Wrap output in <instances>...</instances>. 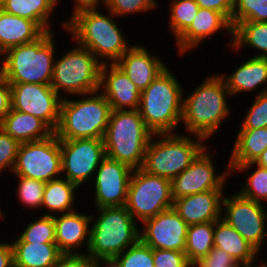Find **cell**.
I'll return each instance as SVG.
<instances>
[{"label":"cell","mask_w":267,"mask_h":267,"mask_svg":"<svg viewBox=\"0 0 267 267\" xmlns=\"http://www.w3.org/2000/svg\"><path fill=\"white\" fill-rule=\"evenodd\" d=\"M19 145L20 143L16 139L0 128V175L6 170L12 173Z\"/></svg>","instance_id":"41"},{"label":"cell","mask_w":267,"mask_h":267,"mask_svg":"<svg viewBox=\"0 0 267 267\" xmlns=\"http://www.w3.org/2000/svg\"><path fill=\"white\" fill-rule=\"evenodd\" d=\"M223 78L231 96L253 92L261 88L260 93L267 92V57H251L246 59L230 75L219 73Z\"/></svg>","instance_id":"23"},{"label":"cell","mask_w":267,"mask_h":267,"mask_svg":"<svg viewBox=\"0 0 267 267\" xmlns=\"http://www.w3.org/2000/svg\"><path fill=\"white\" fill-rule=\"evenodd\" d=\"M115 258L121 267H154L153 249L140 239Z\"/></svg>","instance_id":"38"},{"label":"cell","mask_w":267,"mask_h":267,"mask_svg":"<svg viewBox=\"0 0 267 267\" xmlns=\"http://www.w3.org/2000/svg\"><path fill=\"white\" fill-rule=\"evenodd\" d=\"M187 267H195V265L190 263Z\"/></svg>","instance_id":"55"},{"label":"cell","mask_w":267,"mask_h":267,"mask_svg":"<svg viewBox=\"0 0 267 267\" xmlns=\"http://www.w3.org/2000/svg\"><path fill=\"white\" fill-rule=\"evenodd\" d=\"M236 267H248L247 265H244V264H239L238 266Z\"/></svg>","instance_id":"54"},{"label":"cell","mask_w":267,"mask_h":267,"mask_svg":"<svg viewBox=\"0 0 267 267\" xmlns=\"http://www.w3.org/2000/svg\"><path fill=\"white\" fill-rule=\"evenodd\" d=\"M261 260L267 265V259H266V261L264 260V258L261 259Z\"/></svg>","instance_id":"56"},{"label":"cell","mask_w":267,"mask_h":267,"mask_svg":"<svg viewBox=\"0 0 267 267\" xmlns=\"http://www.w3.org/2000/svg\"><path fill=\"white\" fill-rule=\"evenodd\" d=\"M44 33L35 21L0 11V55L12 47L33 42Z\"/></svg>","instance_id":"24"},{"label":"cell","mask_w":267,"mask_h":267,"mask_svg":"<svg viewBox=\"0 0 267 267\" xmlns=\"http://www.w3.org/2000/svg\"><path fill=\"white\" fill-rule=\"evenodd\" d=\"M72 2L74 3V10H72L71 18L85 10L99 9L100 4H102V6L106 5V0H73Z\"/></svg>","instance_id":"47"},{"label":"cell","mask_w":267,"mask_h":267,"mask_svg":"<svg viewBox=\"0 0 267 267\" xmlns=\"http://www.w3.org/2000/svg\"><path fill=\"white\" fill-rule=\"evenodd\" d=\"M125 207L141 223L173 207L171 180L133 169Z\"/></svg>","instance_id":"10"},{"label":"cell","mask_w":267,"mask_h":267,"mask_svg":"<svg viewBox=\"0 0 267 267\" xmlns=\"http://www.w3.org/2000/svg\"><path fill=\"white\" fill-rule=\"evenodd\" d=\"M60 149L63 178L80 188L87 181L92 183L97 168L106 157L103 139L60 140Z\"/></svg>","instance_id":"13"},{"label":"cell","mask_w":267,"mask_h":267,"mask_svg":"<svg viewBox=\"0 0 267 267\" xmlns=\"http://www.w3.org/2000/svg\"><path fill=\"white\" fill-rule=\"evenodd\" d=\"M222 219L231 225L259 253L267 240V209L263 203L243 197L239 192L225 194ZM223 212L225 214H223Z\"/></svg>","instance_id":"12"},{"label":"cell","mask_w":267,"mask_h":267,"mask_svg":"<svg viewBox=\"0 0 267 267\" xmlns=\"http://www.w3.org/2000/svg\"><path fill=\"white\" fill-rule=\"evenodd\" d=\"M200 8L220 12L230 23L234 10V0H195Z\"/></svg>","instance_id":"44"},{"label":"cell","mask_w":267,"mask_h":267,"mask_svg":"<svg viewBox=\"0 0 267 267\" xmlns=\"http://www.w3.org/2000/svg\"><path fill=\"white\" fill-rule=\"evenodd\" d=\"M14 267H54L63 254L56 243L11 242Z\"/></svg>","instance_id":"27"},{"label":"cell","mask_w":267,"mask_h":267,"mask_svg":"<svg viewBox=\"0 0 267 267\" xmlns=\"http://www.w3.org/2000/svg\"><path fill=\"white\" fill-rule=\"evenodd\" d=\"M12 109L28 113L42 120L53 132L60 120L62 98L51 85L10 84Z\"/></svg>","instance_id":"15"},{"label":"cell","mask_w":267,"mask_h":267,"mask_svg":"<svg viewBox=\"0 0 267 267\" xmlns=\"http://www.w3.org/2000/svg\"><path fill=\"white\" fill-rule=\"evenodd\" d=\"M228 97L232 96L223 78L214 73L187 97L183 95L181 125H184L186 134L201 136L206 141L214 137L231 113Z\"/></svg>","instance_id":"2"},{"label":"cell","mask_w":267,"mask_h":267,"mask_svg":"<svg viewBox=\"0 0 267 267\" xmlns=\"http://www.w3.org/2000/svg\"><path fill=\"white\" fill-rule=\"evenodd\" d=\"M195 267H236L239 263L222 249L213 247L205 257L194 263Z\"/></svg>","instance_id":"43"},{"label":"cell","mask_w":267,"mask_h":267,"mask_svg":"<svg viewBox=\"0 0 267 267\" xmlns=\"http://www.w3.org/2000/svg\"><path fill=\"white\" fill-rule=\"evenodd\" d=\"M54 31H46L37 40L12 47L0 55V75L9 84L50 85L55 61Z\"/></svg>","instance_id":"3"},{"label":"cell","mask_w":267,"mask_h":267,"mask_svg":"<svg viewBox=\"0 0 267 267\" xmlns=\"http://www.w3.org/2000/svg\"><path fill=\"white\" fill-rule=\"evenodd\" d=\"M92 267H121L115 257L97 258L92 260Z\"/></svg>","instance_id":"49"},{"label":"cell","mask_w":267,"mask_h":267,"mask_svg":"<svg viewBox=\"0 0 267 267\" xmlns=\"http://www.w3.org/2000/svg\"><path fill=\"white\" fill-rule=\"evenodd\" d=\"M4 211H2V208L0 206V219L3 220V217L5 218V214H3Z\"/></svg>","instance_id":"52"},{"label":"cell","mask_w":267,"mask_h":267,"mask_svg":"<svg viewBox=\"0 0 267 267\" xmlns=\"http://www.w3.org/2000/svg\"><path fill=\"white\" fill-rule=\"evenodd\" d=\"M73 97L61 100L60 120L54 132L58 139H103L112 111L107 99L99 91L81 94L78 100V96Z\"/></svg>","instance_id":"6"},{"label":"cell","mask_w":267,"mask_h":267,"mask_svg":"<svg viewBox=\"0 0 267 267\" xmlns=\"http://www.w3.org/2000/svg\"><path fill=\"white\" fill-rule=\"evenodd\" d=\"M139 224L140 240L152 249L185 251L189 225L173 207Z\"/></svg>","instance_id":"16"},{"label":"cell","mask_w":267,"mask_h":267,"mask_svg":"<svg viewBox=\"0 0 267 267\" xmlns=\"http://www.w3.org/2000/svg\"><path fill=\"white\" fill-rule=\"evenodd\" d=\"M60 0H3L6 13L35 21L45 32L51 29L50 19Z\"/></svg>","instance_id":"30"},{"label":"cell","mask_w":267,"mask_h":267,"mask_svg":"<svg viewBox=\"0 0 267 267\" xmlns=\"http://www.w3.org/2000/svg\"><path fill=\"white\" fill-rule=\"evenodd\" d=\"M12 108L10 84L0 75V123Z\"/></svg>","instance_id":"46"},{"label":"cell","mask_w":267,"mask_h":267,"mask_svg":"<svg viewBox=\"0 0 267 267\" xmlns=\"http://www.w3.org/2000/svg\"><path fill=\"white\" fill-rule=\"evenodd\" d=\"M205 142L207 141L201 136L185 135L178 131L153 134L146 148L141 168L150 174L172 180L185 170L208 145Z\"/></svg>","instance_id":"8"},{"label":"cell","mask_w":267,"mask_h":267,"mask_svg":"<svg viewBox=\"0 0 267 267\" xmlns=\"http://www.w3.org/2000/svg\"><path fill=\"white\" fill-rule=\"evenodd\" d=\"M112 110H138L141 92L116 64H103L98 90Z\"/></svg>","instance_id":"18"},{"label":"cell","mask_w":267,"mask_h":267,"mask_svg":"<svg viewBox=\"0 0 267 267\" xmlns=\"http://www.w3.org/2000/svg\"><path fill=\"white\" fill-rule=\"evenodd\" d=\"M224 190H210L173 201V208L188 224L215 222L222 218Z\"/></svg>","instance_id":"22"},{"label":"cell","mask_w":267,"mask_h":267,"mask_svg":"<svg viewBox=\"0 0 267 267\" xmlns=\"http://www.w3.org/2000/svg\"><path fill=\"white\" fill-rule=\"evenodd\" d=\"M0 128L19 143L43 140L54 133L39 118L12 108L0 123Z\"/></svg>","instance_id":"26"},{"label":"cell","mask_w":267,"mask_h":267,"mask_svg":"<svg viewBox=\"0 0 267 267\" xmlns=\"http://www.w3.org/2000/svg\"><path fill=\"white\" fill-rule=\"evenodd\" d=\"M10 242L55 243L54 216L42 215L29 221L25 230Z\"/></svg>","instance_id":"35"},{"label":"cell","mask_w":267,"mask_h":267,"mask_svg":"<svg viewBox=\"0 0 267 267\" xmlns=\"http://www.w3.org/2000/svg\"><path fill=\"white\" fill-rule=\"evenodd\" d=\"M230 40L228 45H231L232 51L249 46L259 51V54L253 53V57H267V22H240L233 29V37Z\"/></svg>","instance_id":"31"},{"label":"cell","mask_w":267,"mask_h":267,"mask_svg":"<svg viewBox=\"0 0 267 267\" xmlns=\"http://www.w3.org/2000/svg\"><path fill=\"white\" fill-rule=\"evenodd\" d=\"M219 31H226L233 37L231 23L220 13L212 9L199 8L190 26L176 39L178 53L182 56L195 47H199L208 38Z\"/></svg>","instance_id":"21"},{"label":"cell","mask_w":267,"mask_h":267,"mask_svg":"<svg viewBox=\"0 0 267 267\" xmlns=\"http://www.w3.org/2000/svg\"><path fill=\"white\" fill-rule=\"evenodd\" d=\"M154 267H187L190 262L185 254L178 250L153 249Z\"/></svg>","instance_id":"42"},{"label":"cell","mask_w":267,"mask_h":267,"mask_svg":"<svg viewBox=\"0 0 267 267\" xmlns=\"http://www.w3.org/2000/svg\"><path fill=\"white\" fill-rule=\"evenodd\" d=\"M14 177L19 181L16 194L21 204L28 209H41L46 183L21 176Z\"/></svg>","instance_id":"37"},{"label":"cell","mask_w":267,"mask_h":267,"mask_svg":"<svg viewBox=\"0 0 267 267\" xmlns=\"http://www.w3.org/2000/svg\"><path fill=\"white\" fill-rule=\"evenodd\" d=\"M157 2V0H106L104 9L119 18L155 10L158 7Z\"/></svg>","instance_id":"39"},{"label":"cell","mask_w":267,"mask_h":267,"mask_svg":"<svg viewBox=\"0 0 267 267\" xmlns=\"http://www.w3.org/2000/svg\"><path fill=\"white\" fill-rule=\"evenodd\" d=\"M140 92L145 90L168 66L147 46L133 44L115 63Z\"/></svg>","instance_id":"19"},{"label":"cell","mask_w":267,"mask_h":267,"mask_svg":"<svg viewBox=\"0 0 267 267\" xmlns=\"http://www.w3.org/2000/svg\"><path fill=\"white\" fill-rule=\"evenodd\" d=\"M3 9V0H0V11Z\"/></svg>","instance_id":"53"},{"label":"cell","mask_w":267,"mask_h":267,"mask_svg":"<svg viewBox=\"0 0 267 267\" xmlns=\"http://www.w3.org/2000/svg\"><path fill=\"white\" fill-rule=\"evenodd\" d=\"M214 247L229 253L239 264L259 261V252L222 218L214 222Z\"/></svg>","instance_id":"25"},{"label":"cell","mask_w":267,"mask_h":267,"mask_svg":"<svg viewBox=\"0 0 267 267\" xmlns=\"http://www.w3.org/2000/svg\"><path fill=\"white\" fill-rule=\"evenodd\" d=\"M0 267H14L11 242H0Z\"/></svg>","instance_id":"48"},{"label":"cell","mask_w":267,"mask_h":267,"mask_svg":"<svg viewBox=\"0 0 267 267\" xmlns=\"http://www.w3.org/2000/svg\"><path fill=\"white\" fill-rule=\"evenodd\" d=\"M74 44L72 49L54 61L50 85L62 99L99 90L103 64L87 48L76 42Z\"/></svg>","instance_id":"9"},{"label":"cell","mask_w":267,"mask_h":267,"mask_svg":"<svg viewBox=\"0 0 267 267\" xmlns=\"http://www.w3.org/2000/svg\"><path fill=\"white\" fill-rule=\"evenodd\" d=\"M255 166V167H254ZM256 168L247 176V181L244 183L241 190L238 192L245 198L256 202H267V168L260 167L254 162L243 165H229L231 173L247 172L251 168Z\"/></svg>","instance_id":"33"},{"label":"cell","mask_w":267,"mask_h":267,"mask_svg":"<svg viewBox=\"0 0 267 267\" xmlns=\"http://www.w3.org/2000/svg\"><path fill=\"white\" fill-rule=\"evenodd\" d=\"M152 135L138 110H112L103 138L106 156L139 169Z\"/></svg>","instance_id":"7"},{"label":"cell","mask_w":267,"mask_h":267,"mask_svg":"<svg viewBox=\"0 0 267 267\" xmlns=\"http://www.w3.org/2000/svg\"><path fill=\"white\" fill-rule=\"evenodd\" d=\"M257 264V266H256ZM248 267H267V265L262 261L260 260L259 263H257V261L251 263L250 265H248Z\"/></svg>","instance_id":"51"},{"label":"cell","mask_w":267,"mask_h":267,"mask_svg":"<svg viewBox=\"0 0 267 267\" xmlns=\"http://www.w3.org/2000/svg\"><path fill=\"white\" fill-rule=\"evenodd\" d=\"M12 174L45 183L62 177L60 140L56 134L20 143Z\"/></svg>","instance_id":"11"},{"label":"cell","mask_w":267,"mask_h":267,"mask_svg":"<svg viewBox=\"0 0 267 267\" xmlns=\"http://www.w3.org/2000/svg\"><path fill=\"white\" fill-rule=\"evenodd\" d=\"M250 105L239 129H259L267 127V92L257 94Z\"/></svg>","instance_id":"40"},{"label":"cell","mask_w":267,"mask_h":267,"mask_svg":"<svg viewBox=\"0 0 267 267\" xmlns=\"http://www.w3.org/2000/svg\"><path fill=\"white\" fill-rule=\"evenodd\" d=\"M54 267H92V260L84 253L62 254Z\"/></svg>","instance_id":"45"},{"label":"cell","mask_w":267,"mask_h":267,"mask_svg":"<svg viewBox=\"0 0 267 267\" xmlns=\"http://www.w3.org/2000/svg\"><path fill=\"white\" fill-rule=\"evenodd\" d=\"M249 21L267 22V0H234L232 28Z\"/></svg>","instance_id":"36"},{"label":"cell","mask_w":267,"mask_h":267,"mask_svg":"<svg viewBox=\"0 0 267 267\" xmlns=\"http://www.w3.org/2000/svg\"><path fill=\"white\" fill-rule=\"evenodd\" d=\"M132 171L128 165L106 156L93 178L95 208L125 206Z\"/></svg>","instance_id":"17"},{"label":"cell","mask_w":267,"mask_h":267,"mask_svg":"<svg viewBox=\"0 0 267 267\" xmlns=\"http://www.w3.org/2000/svg\"><path fill=\"white\" fill-rule=\"evenodd\" d=\"M169 4L167 29L176 40L190 26L200 7L195 0H172Z\"/></svg>","instance_id":"34"},{"label":"cell","mask_w":267,"mask_h":267,"mask_svg":"<svg viewBox=\"0 0 267 267\" xmlns=\"http://www.w3.org/2000/svg\"><path fill=\"white\" fill-rule=\"evenodd\" d=\"M236 134L228 165H243L255 162L267 148V127L238 129Z\"/></svg>","instance_id":"29"},{"label":"cell","mask_w":267,"mask_h":267,"mask_svg":"<svg viewBox=\"0 0 267 267\" xmlns=\"http://www.w3.org/2000/svg\"><path fill=\"white\" fill-rule=\"evenodd\" d=\"M254 163L260 167L267 168V148L261 153Z\"/></svg>","instance_id":"50"},{"label":"cell","mask_w":267,"mask_h":267,"mask_svg":"<svg viewBox=\"0 0 267 267\" xmlns=\"http://www.w3.org/2000/svg\"><path fill=\"white\" fill-rule=\"evenodd\" d=\"M54 223L55 243L63 254H85V251L87 252L91 230L90 214L86 215L76 210L54 216ZM83 247H86L84 252L81 251Z\"/></svg>","instance_id":"20"},{"label":"cell","mask_w":267,"mask_h":267,"mask_svg":"<svg viewBox=\"0 0 267 267\" xmlns=\"http://www.w3.org/2000/svg\"><path fill=\"white\" fill-rule=\"evenodd\" d=\"M207 145L178 176L171 180L172 198L175 199L210 190H224L225 182L231 170L226 164V171H216L214 157H211ZM219 173V174H218ZM228 176V177H227Z\"/></svg>","instance_id":"14"},{"label":"cell","mask_w":267,"mask_h":267,"mask_svg":"<svg viewBox=\"0 0 267 267\" xmlns=\"http://www.w3.org/2000/svg\"><path fill=\"white\" fill-rule=\"evenodd\" d=\"M214 247V222L189 225L185 254L191 264L205 257Z\"/></svg>","instance_id":"32"},{"label":"cell","mask_w":267,"mask_h":267,"mask_svg":"<svg viewBox=\"0 0 267 267\" xmlns=\"http://www.w3.org/2000/svg\"><path fill=\"white\" fill-rule=\"evenodd\" d=\"M78 188V185L63 176L46 182L41 208L44 207L47 212L43 215L56 216L76 211L74 200Z\"/></svg>","instance_id":"28"},{"label":"cell","mask_w":267,"mask_h":267,"mask_svg":"<svg viewBox=\"0 0 267 267\" xmlns=\"http://www.w3.org/2000/svg\"><path fill=\"white\" fill-rule=\"evenodd\" d=\"M99 10L79 12L67 21H62L60 27L102 64H115L132 44L127 42L120 24L115 20L117 17L109 10H106L108 14Z\"/></svg>","instance_id":"1"},{"label":"cell","mask_w":267,"mask_h":267,"mask_svg":"<svg viewBox=\"0 0 267 267\" xmlns=\"http://www.w3.org/2000/svg\"><path fill=\"white\" fill-rule=\"evenodd\" d=\"M96 209V216L90 214L93 224L85 252L91 260L116 257L140 239V225L125 206Z\"/></svg>","instance_id":"5"},{"label":"cell","mask_w":267,"mask_h":267,"mask_svg":"<svg viewBox=\"0 0 267 267\" xmlns=\"http://www.w3.org/2000/svg\"><path fill=\"white\" fill-rule=\"evenodd\" d=\"M167 67L141 92L138 111L153 134L174 133L181 126L186 91Z\"/></svg>","instance_id":"4"}]
</instances>
